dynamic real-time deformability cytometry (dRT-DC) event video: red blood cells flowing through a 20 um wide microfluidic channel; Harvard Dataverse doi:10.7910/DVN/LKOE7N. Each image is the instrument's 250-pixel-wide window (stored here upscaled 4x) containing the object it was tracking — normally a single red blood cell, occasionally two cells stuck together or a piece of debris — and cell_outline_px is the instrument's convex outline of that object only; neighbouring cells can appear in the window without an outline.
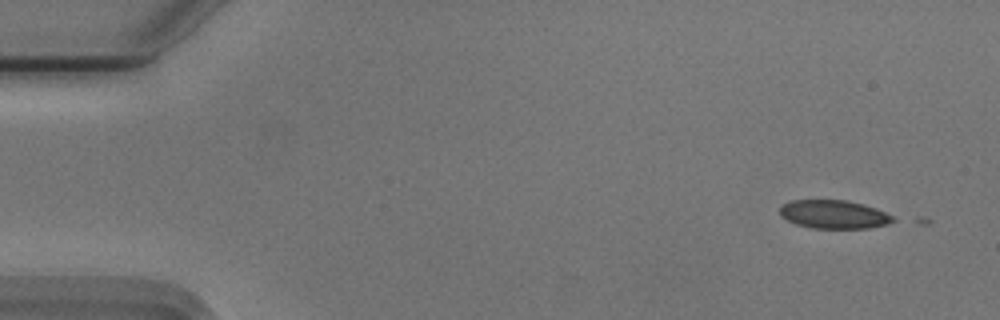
{"species": "Egyptian fruit bat (a non-hibernating species)", "species_latin": "Rousettus aegyptiacus", "temperature_condition": "cold", "stored_images_in_passage": 7, "camera_frame_rate_fps": 3000, "um_per_image_px": 0.085, "animal": {"sex": "male"}, "frame": {"image": 1, "passage_image": 1, "time_ms": 0.0, "image_size_px": [1000, 320], "cell_outline_px": [[896, 220], [884, 224], [868, 228], [812, 228], [796, 224], [780, 216], [780, 204], [792, 200], [848, 200], [864, 204], [876, 208], [892, 216]], "centroid_in_image_um": [70.83, 18.21], "position_along_channel_um": 14.2, "area_um2": 18.73}}